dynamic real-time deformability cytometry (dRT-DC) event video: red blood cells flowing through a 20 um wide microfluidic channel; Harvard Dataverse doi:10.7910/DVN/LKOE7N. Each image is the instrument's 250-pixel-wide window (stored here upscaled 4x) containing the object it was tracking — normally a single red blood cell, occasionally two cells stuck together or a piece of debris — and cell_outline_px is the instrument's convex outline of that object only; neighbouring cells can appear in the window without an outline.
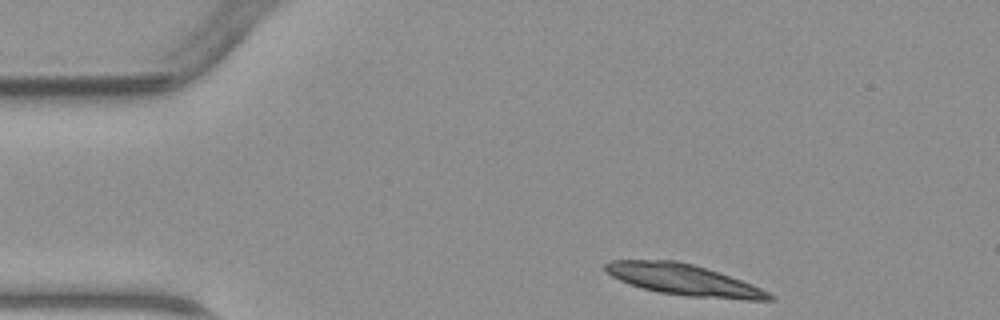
{"species": "common noctule bat (a hibernating species)", "species_latin": "Nyctalus noctula", "temperature_condition": "warm", "stored_images_in_passage": 8, "camera_frame_rate_fps": 3000, "um_per_image_px": 0.085, "animal": {"sex": "male", "body_mass_g": 23.1, "forearm_length_mm": 52.7}, "frame": {"image": 1, "passage_image": 1, "time_ms": 0.0, "image_size_px": [1000, 320], "cell_outline_px": [[776, 296], [772, 300], [748, 300], [688, 296], [660, 292], [644, 288], [620, 280], [612, 276], [604, 268], [604, 264], [612, 260], [676, 260], [692, 264], [752, 284]], "centroid_in_image_um": [58.12, 23.78], "position_along_channel_um": 26.9, "area_um2": 29.13}}